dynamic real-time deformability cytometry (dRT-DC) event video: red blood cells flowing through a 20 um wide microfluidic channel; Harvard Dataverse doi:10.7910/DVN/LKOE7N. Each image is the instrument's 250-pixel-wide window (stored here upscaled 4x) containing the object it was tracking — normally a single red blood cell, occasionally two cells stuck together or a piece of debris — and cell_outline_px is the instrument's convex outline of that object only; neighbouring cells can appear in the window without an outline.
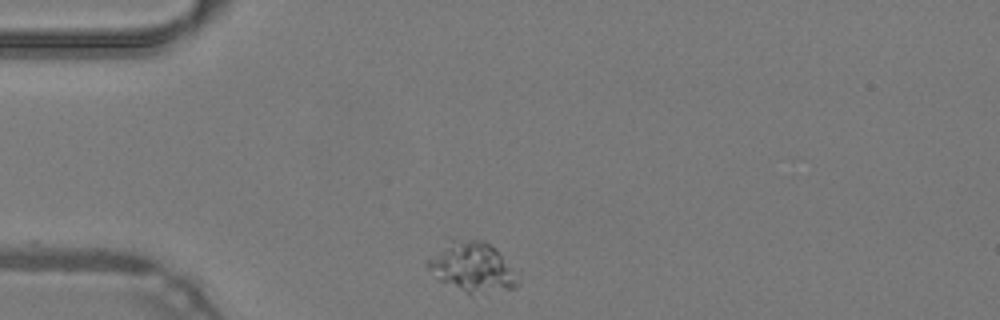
{"species": "common noctule bat (a hibernating species)", "species_latin": "Nyctalus noctula", "temperature_condition": "warm", "stored_images_in_passage": 38, "camera_frame_rate_fps": 3000, "um_per_image_px": 0.085, "animal": {"sex": "male", "body_mass_g": 19.2, "forearm_length_mm": 51.8}, "frame": {"image": 1, "passage_image": 1, "time_ms": 0.0, "image_size_px": [1000, 320], "cell_outline_px": [[516, 288], [468, 292], [440, 280], [428, 268], [424, 260], [452, 240], [484, 240], [496, 248], [508, 268], [516, 284]], "centroid_in_image_um": [40.03, 22.64], "position_along_channel_um": 45.0, "area_um2": 24.28}}
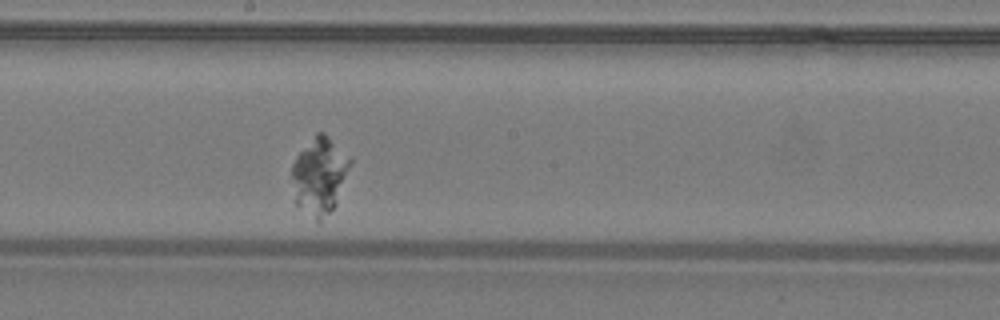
{"frame": {"image": 2, "passage_image": 16, "time_ms": 5.0, "image_size_px": [1000, 320], "cell_outline_px": [[352, 164], [336, 204], [320, 220], [316, 220], [296, 204], [292, 176], [292, 164], [296, 156], [316, 132], [324, 132], [352, 156]], "centroid_in_image_um": [27.2, 14.86], "position_along_channel_um": 221.0, "area_um2": 26.07}}
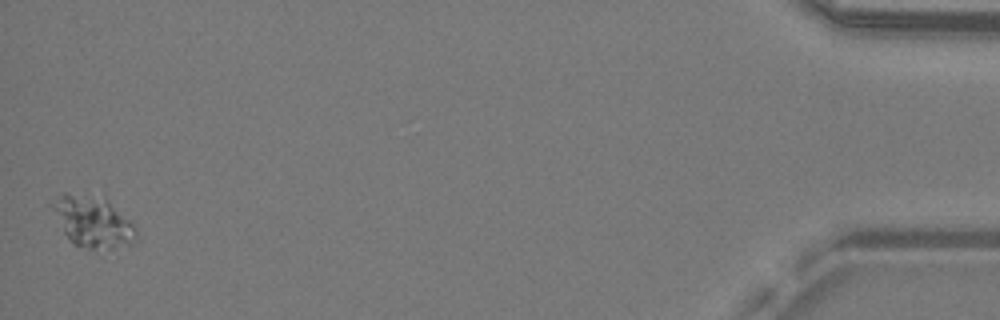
{"frame": {"image": 3, "passage_image": 38, "time_ms": 12.333, "image_size_px": [1000, 320], "cell_outline_px": [[136, 236], [128, 244], [100, 256], [72, 244], [64, 232], [52, 204], [64, 192], [104, 192], [136, 228]], "centroid_in_image_um": [7.95, 18.86], "position_along_channel_um": 427.2, "area_um2": 26.47}}